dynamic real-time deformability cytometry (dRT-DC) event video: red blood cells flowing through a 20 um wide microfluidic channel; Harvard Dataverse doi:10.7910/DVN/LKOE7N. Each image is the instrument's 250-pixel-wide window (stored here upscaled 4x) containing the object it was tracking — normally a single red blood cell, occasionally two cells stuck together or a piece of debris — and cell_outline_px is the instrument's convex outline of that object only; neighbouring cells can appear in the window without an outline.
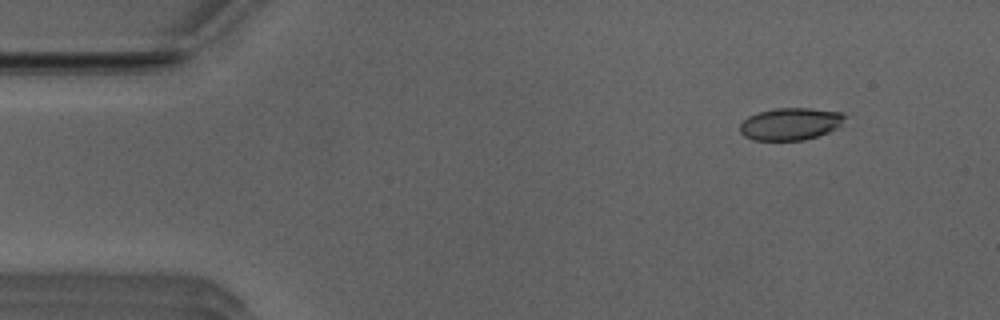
{"species": "Egyptian fruit bat (a non-hibernating species)", "species_latin": "Rousettus aegyptiacus", "temperature_condition": "room temperature", "stored_images_in_passage": 51, "camera_frame_rate_fps": 3000, "um_per_image_px": 0.085, "animal": {"sex": "male"}, "frame": {"image": 1, "passage_image": 5, "time_ms": 1.333, "image_size_px": [1000, 320], "cell_outline_px": [[848, 116], [836, 128], [828, 132], [804, 140], [752, 140], [744, 136], [740, 132], [740, 124], [748, 116], [760, 112], [776, 108], [808, 108], [840, 112]], "centroid_in_image_um": [67.17, 10.53], "position_along_channel_um": 17.8, "area_um2": 19.59}}
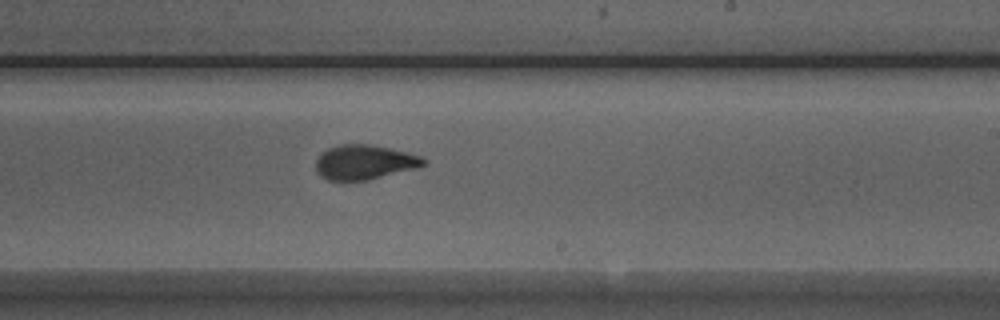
{"frame": {"image": 2, "passage_image": 30, "time_ms": 9.667, "image_size_px": [1000, 320], "cell_outline_px": [[428, 160], [424, 164], [416, 168], [368, 180], [328, 180], [320, 176], [316, 172], [316, 160], [328, 148], [340, 144], [368, 144], [388, 148], [420, 156]], "centroid_in_image_um": [30.95, 13.79], "position_along_channel_um": 258.0, "area_um2": 21.44}}
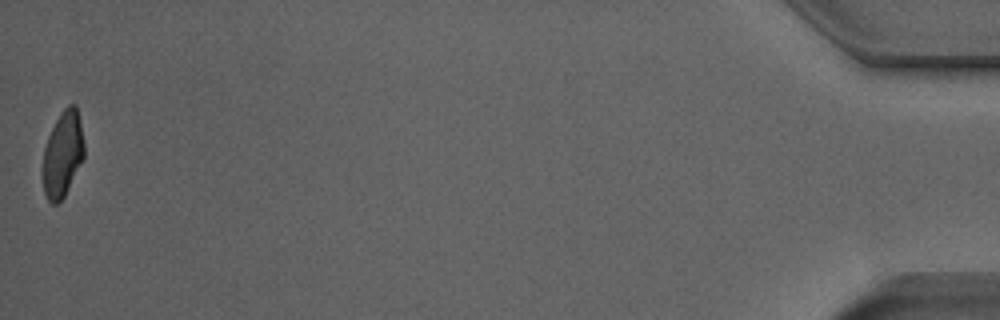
{"frame": {"image": 3, "passage_image": 51, "time_ms": 16.667, "image_size_px": [1000, 320], "cell_outline_px": [[84, 160], [64, 196], [56, 204], [52, 204], [48, 200], [44, 192], [40, 172], [44, 148], [48, 136], [60, 112], [68, 104], [76, 104], [84, 144]], "centroid_in_image_um": [5.3, 13.13], "position_along_channel_um": 429.9, "area_um2": 21.04}, "authors_computed_cell_mechanics": {"area_um2": 21.5594, "velocity_mm_per_s": 3.9484, "shape_relaxation_time_tau1_ms": 5.2663, "shape_relaxation_time_tau2_ms": 0.9838, "deformation_change_tau1": 0.1914, "deformation_change_tau2": 0.0738}}